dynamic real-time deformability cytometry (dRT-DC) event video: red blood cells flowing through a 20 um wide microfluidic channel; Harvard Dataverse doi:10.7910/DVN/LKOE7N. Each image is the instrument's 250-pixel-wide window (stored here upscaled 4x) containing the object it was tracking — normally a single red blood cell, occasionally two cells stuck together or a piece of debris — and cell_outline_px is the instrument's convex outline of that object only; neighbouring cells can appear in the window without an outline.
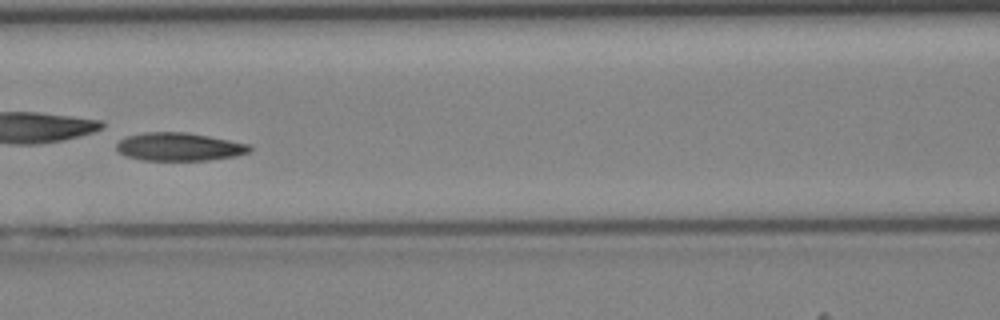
{"species": "Egyptian fruit bat (a non-hibernating species)", "species_latin": "Rousettus aegyptiacus", "temperature_condition": "cold", "stored_images_in_passage": 43, "camera_frame_rate_fps": 3000, "um_per_image_px": 0.085, "animal": {"sex": "female"}, "frame": {"image": 1, "passage_image": 19, "time_ms": 6.0, "image_size_px": [1000, 320], "cell_outline_px": [[252, 152], [236, 156], [208, 160], [140, 160], [124, 156], [116, 148], [116, 144], [124, 136], [144, 132], [184, 132], [208, 136], [252, 144]], "centroid_in_image_um": [15.24, 12.48], "position_along_channel_um": 151.4, "area_um2": 22.08}}